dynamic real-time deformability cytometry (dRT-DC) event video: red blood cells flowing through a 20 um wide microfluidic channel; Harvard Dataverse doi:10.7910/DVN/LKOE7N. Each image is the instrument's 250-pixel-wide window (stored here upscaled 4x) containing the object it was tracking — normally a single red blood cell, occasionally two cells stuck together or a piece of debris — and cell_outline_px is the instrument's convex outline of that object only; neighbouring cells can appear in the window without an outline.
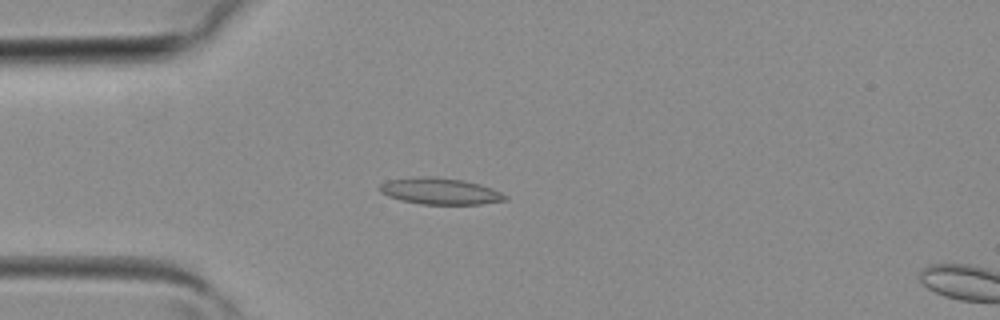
{"species": "common noctule bat (a hibernating species)", "species_latin": "Nyctalus noctula", "temperature_condition": "room temperature", "stored_images_in_passage": 12, "camera_frame_rate_fps": 3000, "um_per_image_px": 0.085, "animal": {"sex": "female", "body_mass_g": 19.3, "forearm_length_mm": 54.1}, "frame": {"image": 1, "passage_image": 10, "time_ms": 3.0, "image_size_px": [1000, 320], "cell_outline_px": [[508, 200], [480, 204], [420, 204], [400, 200], [388, 196], [380, 192], [380, 184], [388, 180], [420, 176], [432, 176], [464, 180], [480, 184], [492, 188], [508, 196]], "centroid_in_image_um": [37.42, 16.25], "position_along_channel_um": 47.6, "area_um2": 19.42}}